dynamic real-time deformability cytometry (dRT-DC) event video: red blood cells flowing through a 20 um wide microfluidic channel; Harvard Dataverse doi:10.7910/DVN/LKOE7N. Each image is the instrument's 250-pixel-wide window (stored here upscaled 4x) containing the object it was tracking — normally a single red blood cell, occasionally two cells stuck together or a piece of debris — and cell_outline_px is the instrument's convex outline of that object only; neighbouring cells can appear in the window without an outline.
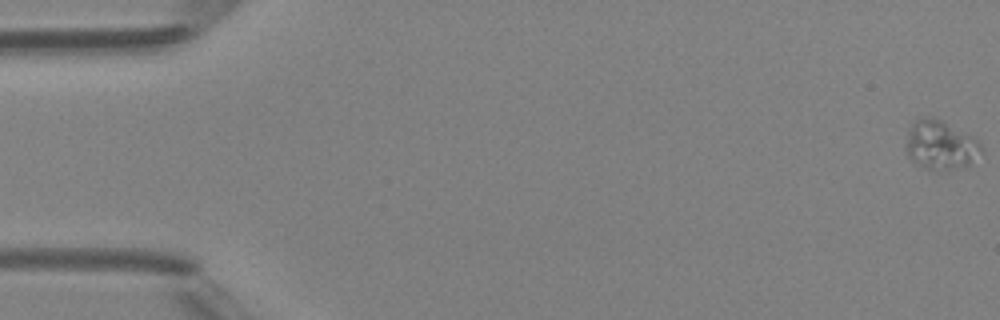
{"species": "Egyptian fruit bat (a non-hibernating species)", "species_latin": "Rousettus aegyptiacus", "temperature_condition": "room temperature", "stored_images_in_passage": 5, "camera_frame_rate_fps": 3000, "um_per_image_px": 0.085, "animal": {"sex": "female"}, "frame": {"image": 1, "passage_image": 1, "time_ms": 0.0, "image_size_px": [1000, 320], "cell_outline_px": [[984, 152], [972, 164], [956, 168], [928, 168], [912, 160], [908, 156], [904, 148], [908, 132], [912, 124], [916, 120], [940, 120], [980, 140]], "centroid_in_image_um": [80.0, 12.35], "position_along_channel_um": 5.0, "area_um2": 20.92}}
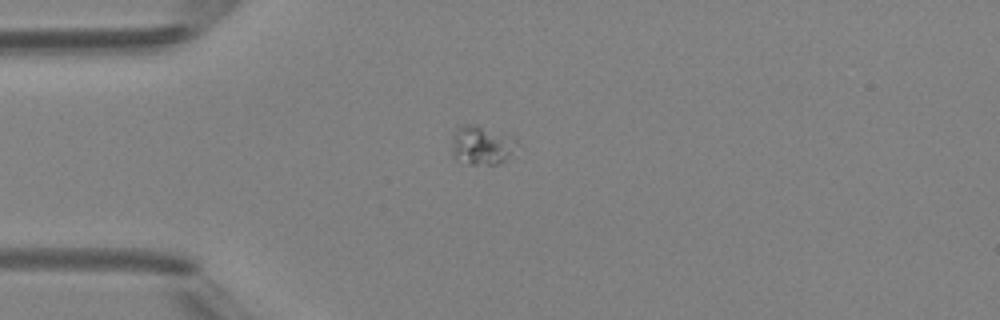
{"frame": {"image": 2, "passage_image": 5, "time_ms": 4.333, "image_size_px": [1000, 320], "cell_outline_px": [[520, 144], [500, 164], [468, 164], [456, 160], [452, 156], [452, 136], [456, 128], [460, 124], [476, 124], [512, 136]], "centroid_in_image_um": [40.91, 12.33], "position_along_channel_um": 44.1, "area_um2": 15.09}}